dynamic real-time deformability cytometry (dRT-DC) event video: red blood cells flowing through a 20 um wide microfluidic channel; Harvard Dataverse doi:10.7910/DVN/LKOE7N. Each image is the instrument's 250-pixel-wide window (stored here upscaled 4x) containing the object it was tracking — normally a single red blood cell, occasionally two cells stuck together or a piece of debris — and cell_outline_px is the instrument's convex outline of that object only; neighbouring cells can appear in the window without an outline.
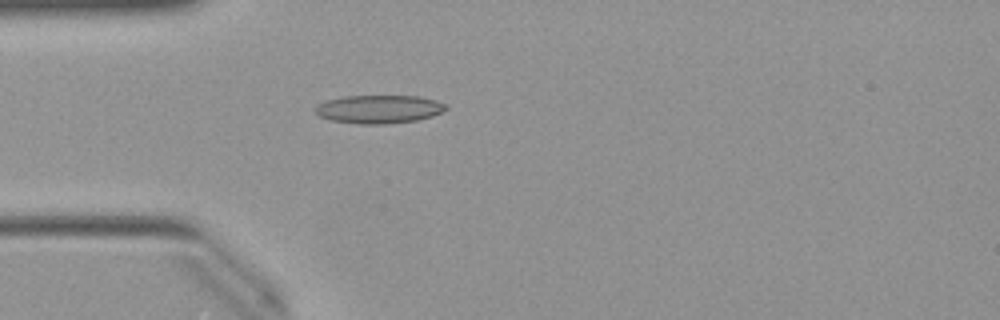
{"species": "Egyptian fruit bat (a non-hibernating species)", "species_latin": "Rousettus aegyptiacus", "temperature_condition": "warm", "stored_images_in_passage": 9, "camera_frame_rate_fps": 3000, "um_per_image_px": 0.085, "animal": {"sex": "female"}, "frame": {"image": 1, "passage_image": 2, "time_ms": 0.333, "image_size_px": [1000, 320], "cell_outline_px": [[448, 108], [432, 116], [416, 120], [384, 124], [360, 124], [332, 120], [320, 116], [316, 112], [316, 108], [320, 104], [328, 100], [344, 96], [420, 96], [436, 100], [448, 104]], "centroid_in_image_um": [32.27, 9.27], "position_along_channel_um": 52.7, "area_um2": 21.33}}
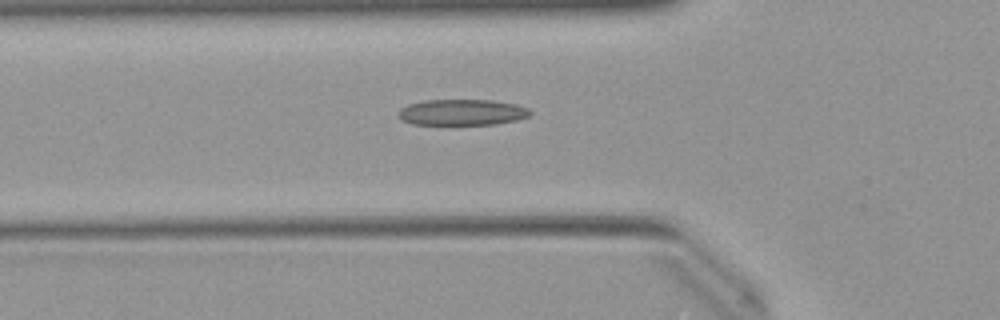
{"frame": {"image": 2, "passage_image": 5, "time_ms": 1.333, "image_size_px": [1000, 320], "cell_outline_px": [[532, 112], [528, 116], [516, 120], [496, 124], [412, 124], [400, 120], [396, 112], [400, 108], [408, 104], [424, 100], [492, 100], [516, 104], [528, 108]], "centroid_in_image_um": [39.23, 9.54], "position_along_channel_um": 86.6, "area_um2": 20.06}}
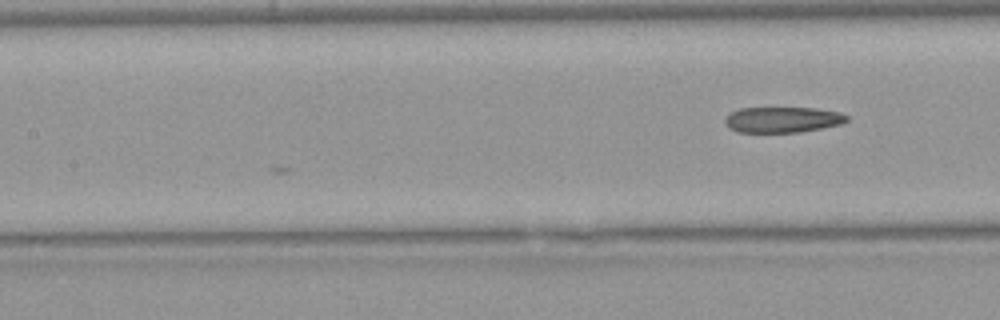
{"frame": {"image": 3, "passage_image": 9, "time_ms": 2.667, "image_size_px": [1000, 320], "cell_outline_px": [[848, 120], [844, 124], [824, 128], [800, 132], [740, 132], [728, 128], [724, 124], [724, 116], [728, 112], [740, 108], [816, 108], [840, 112], [848, 116]], "centroid_in_image_um": [66.5, 10.17], "position_along_channel_um": 140.9, "area_um2": 18.61}}